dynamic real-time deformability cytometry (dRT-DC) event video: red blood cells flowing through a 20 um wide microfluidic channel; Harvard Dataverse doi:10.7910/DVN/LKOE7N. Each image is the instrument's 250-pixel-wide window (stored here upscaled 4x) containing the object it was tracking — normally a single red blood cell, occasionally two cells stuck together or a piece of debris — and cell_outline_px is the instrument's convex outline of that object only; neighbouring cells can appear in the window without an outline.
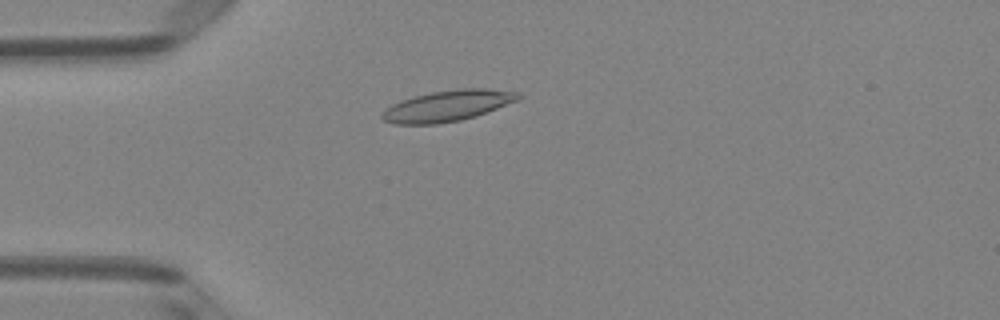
{"species": "Egyptian fruit bat (a non-hibernating species)", "species_latin": "Rousettus aegyptiacus", "temperature_condition": "room temperature", "stored_images_in_passage": 50, "camera_frame_rate_fps": 3000, "um_per_image_px": 0.085, "animal": {"sex": "female"}, "frame": {"image": 1, "passage_image": 13, "time_ms": 4.0, "image_size_px": [1000, 320], "cell_outline_px": [[524, 96], [520, 100], [476, 116], [460, 120], [436, 124], [396, 124], [384, 120], [380, 116], [392, 104], [412, 96], [432, 92], [460, 88], [484, 88], [520, 92]], "centroid_in_image_um": [38.12, 8.98], "position_along_channel_um": 46.9, "area_um2": 24.62}}
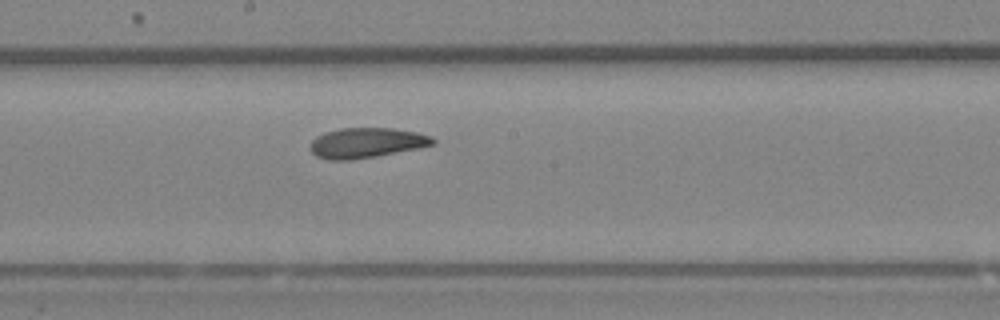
{"frame": {"image": 2, "passage_image": 27, "time_ms": 8.667, "image_size_px": [1000, 320], "cell_outline_px": [[436, 144], [420, 148], [376, 156], [352, 160], [328, 160], [316, 156], [308, 148], [312, 140], [316, 136], [324, 132], [340, 128], [392, 128], [416, 132], [432, 136], [436, 140]], "centroid_in_image_um": [31.15, 12.14], "position_along_channel_um": 217.1, "area_um2": 21.79}}
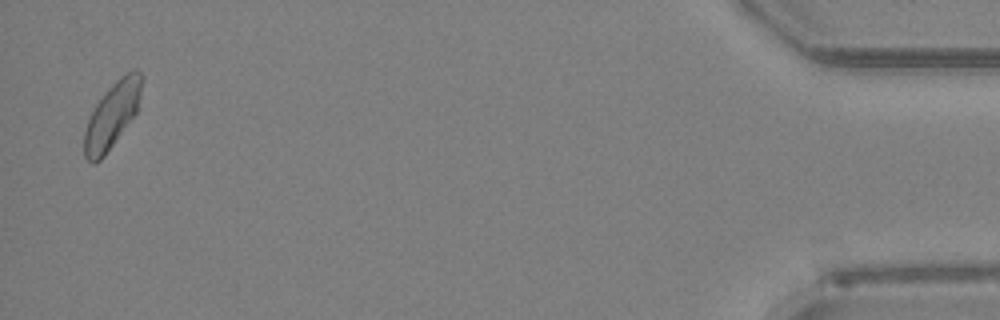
{"frame": {"image": 3, "passage_image": 49, "time_ms": 16.0, "image_size_px": [1000, 320], "cell_outline_px": [[144, 76], [136, 112], [104, 156], [100, 160], [92, 164], [84, 156], [84, 132], [88, 120], [96, 104], [108, 88], [120, 76], [132, 68], [136, 68]], "centroid_in_image_um": [9.53, 9.75], "position_along_channel_um": 425.7, "area_um2": 21.68}, "authors_computed_cell_mechanics": {"area_um2": 22.1374, "velocity_mm_per_s": 4.023, "shape_relaxation_time_tau1_ms": null, "shape_relaxation_time_tau2_ms": 4.021, "deformation_change_tau1": null, "deformation_change_tau2": 0.1037}}